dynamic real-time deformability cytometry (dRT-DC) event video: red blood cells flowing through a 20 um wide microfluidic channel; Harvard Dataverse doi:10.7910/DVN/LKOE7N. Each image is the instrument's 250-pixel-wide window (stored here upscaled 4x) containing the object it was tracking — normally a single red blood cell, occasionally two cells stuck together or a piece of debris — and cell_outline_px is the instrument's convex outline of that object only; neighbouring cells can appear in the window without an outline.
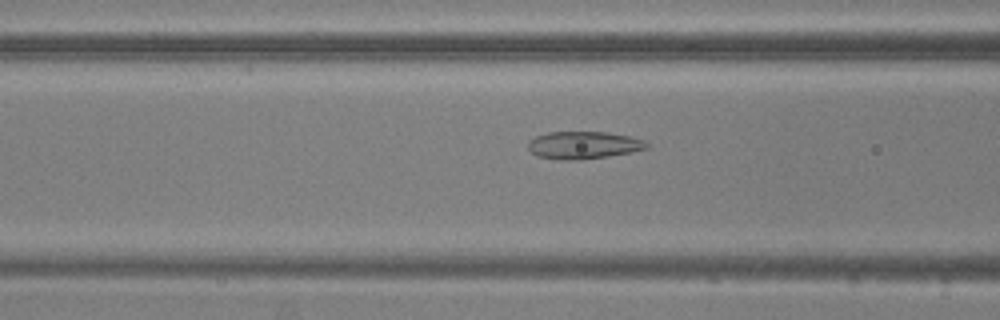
{"species": "common noctule bat (a hibernating species)", "species_latin": "Nyctalus noctula", "temperature_condition": "warm", "stored_images_in_passage": 53, "camera_frame_rate_fps": 3000, "um_per_image_px": 0.085, "animal": {"sex": "male", "body_mass_g": 20.5, "forearm_length_mm": 52.5}, "frame": {"image": 1, "passage_image": 20, "time_ms": 6.333, "image_size_px": [1000, 320], "cell_outline_px": [[648, 148], [632, 152], [608, 156], [580, 160], [556, 160], [536, 156], [528, 148], [528, 140], [536, 136], [548, 132], [608, 132], [632, 136], [644, 140], [648, 144]], "centroid_in_image_um": [49.59, 12.34], "position_along_channel_um": 117.0, "area_um2": 19.25}}
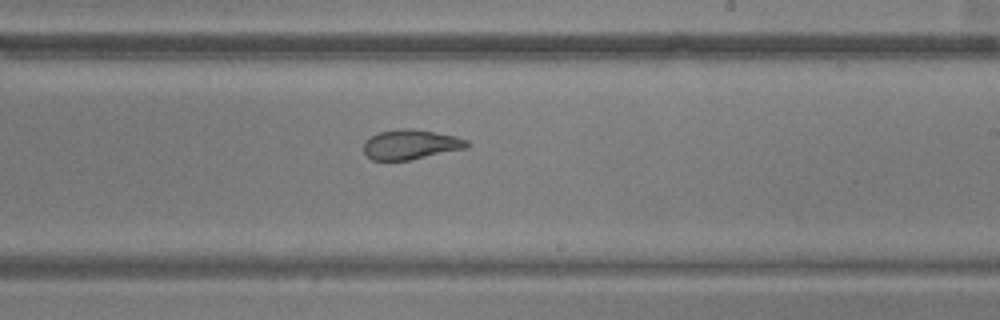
{"frame": {"image": 2, "passage_image": 31, "time_ms": 10.0, "image_size_px": [1000, 320], "cell_outline_px": [[472, 144], [468, 148], [408, 160], [372, 160], [364, 152], [364, 140], [376, 132], [400, 128], [412, 128], [436, 132], [456, 136], [468, 140]], "centroid_in_image_um": [34.92, 12.26], "position_along_channel_um": 254.1, "area_um2": 18.21}}
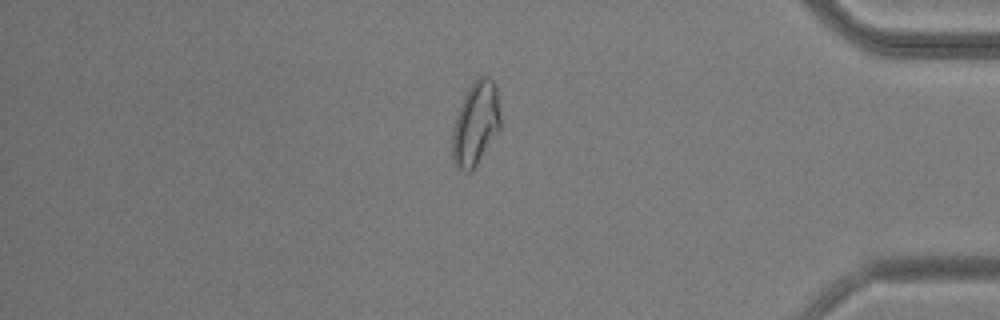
{"frame": {"image": 3, "passage_image": 45, "time_ms": 14.667, "image_size_px": [1000, 320], "cell_outline_px": [[500, 128], [472, 172], [464, 172], [456, 168], [452, 160], [452, 128], [456, 116], [464, 96], [468, 88], [480, 76], [488, 76], [492, 80], [496, 88], [500, 112]], "centroid_in_image_um": [40.41, 10.55], "position_along_channel_um": 394.8, "area_um2": 23.47}, "authors_computed_cell_mechanics": {"area_um2": 21.675, "velocity_mm_per_s": 3.7321, "shape_relaxation_time_tau1_ms": null, "shape_relaxation_time_tau2_ms": 1.1229, "deformation_change_tau1": null, "deformation_change_tau2": 0.0724}}